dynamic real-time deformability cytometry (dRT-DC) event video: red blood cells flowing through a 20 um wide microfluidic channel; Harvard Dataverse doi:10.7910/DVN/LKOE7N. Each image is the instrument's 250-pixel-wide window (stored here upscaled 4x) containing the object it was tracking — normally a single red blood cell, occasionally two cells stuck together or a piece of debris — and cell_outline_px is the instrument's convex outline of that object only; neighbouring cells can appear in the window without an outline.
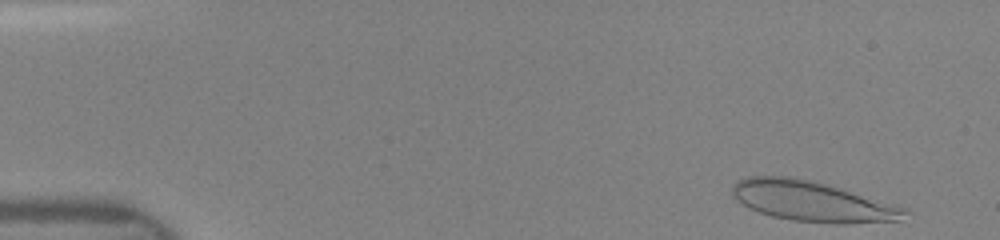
{"species": "human", "species_latin": "Homo sapiens", "temperature_condition": "room temperature", "stored_images_in_passage": 47, "camera_frame_rate_fps": 3000, "um_per_image_px": 0.085, "donor": {"sex": "female"}, "frame": {"image": 1, "passage_image": 1, "time_ms": 0.0, "image_size_px": [1000, 240], "cell_outline_px": [[908, 212], [900, 220], [848, 224], [836, 224], [792, 220], [772, 216], [760, 212], [736, 200], [732, 196], [732, 184], [736, 180], [748, 176], [792, 176], [812, 180], [828, 184], [896, 204], [908, 208]], "centroid_in_image_um": [69.05, 17.1], "position_along_channel_um": 15.9, "area_um2": 40.81}}
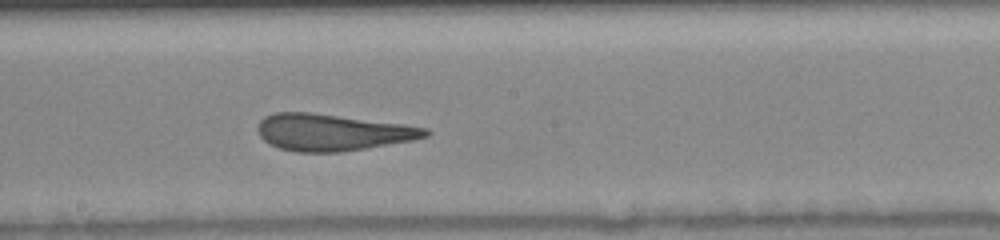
{"frame": {"image": 2, "passage_image": 32, "time_ms": 7.667, "image_size_px": [1000, 240], "cell_outline_px": [[432, 132], [428, 136], [412, 140], [340, 152], [296, 152], [280, 148], [268, 144], [260, 136], [256, 128], [260, 120], [264, 116], [276, 112], [308, 112], [404, 124], [428, 128]], "centroid_in_image_um": [28.22, 11.24], "position_along_channel_um": 220.0, "area_um2": 35.78}}
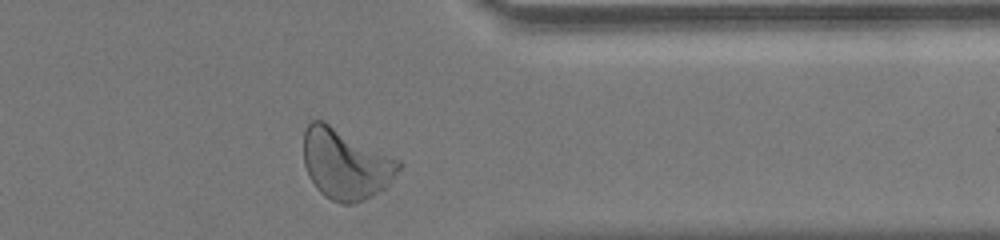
{"frame": {"image": 3, "passage_image": 45, "time_ms": 11.667, "image_size_px": [1000, 240], "cell_outline_px": [[404, 164], [388, 184], [384, 188], [372, 196], [364, 200], [352, 204], [344, 204], [332, 200], [324, 196], [316, 188], [308, 176], [304, 164], [304, 128], [308, 120], [324, 120], [400, 160]], "centroid_in_image_um": [29.36, 13.92], "position_along_channel_um": 382.0, "area_um2": 39.36}}